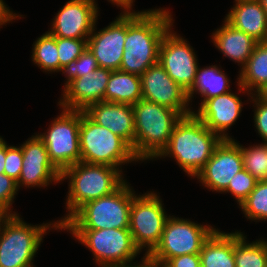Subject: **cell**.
<instances>
[{"label":"cell","mask_w":267,"mask_h":267,"mask_svg":"<svg viewBox=\"0 0 267 267\" xmlns=\"http://www.w3.org/2000/svg\"><path fill=\"white\" fill-rule=\"evenodd\" d=\"M166 9L126 12V40L120 70L141 76L158 63L159 47L172 28V15Z\"/></svg>","instance_id":"6da1fadb"},{"label":"cell","mask_w":267,"mask_h":267,"mask_svg":"<svg viewBox=\"0 0 267 267\" xmlns=\"http://www.w3.org/2000/svg\"><path fill=\"white\" fill-rule=\"evenodd\" d=\"M222 140L192 113L177 122L167 146L156 158L172 156L184 172L195 177Z\"/></svg>","instance_id":"7a4b0ae2"},{"label":"cell","mask_w":267,"mask_h":267,"mask_svg":"<svg viewBox=\"0 0 267 267\" xmlns=\"http://www.w3.org/2000/svg\"><path fill=\"white\" fill-rule=\"evenodd\" d=\"M121 170L104 164L78 162L61 172V181L68 179L66 201L68 215L56 221L61 227L85 203L107 196L116 191L125 180Z\"/></svg>","instance_id":"3957f363"},{"label":"cell","mask_w":267,"mask_h":267,"mask_svg":"<svg viewBox=\"0 0 267 267\" xmlns=\"http://www.w3.org/2000/svg\"><path fill=\"white\" fill-rule=\"evenodd\" d=\"M132 107L135 124L134 155L140 161L154 159L167 146L182 115L172 108L144 99Z\"/></svg>","instance_id":"277c9868"},{"label":"cell","mask_w":267,"mask_h":267,"mask_svg":"<svg viewBox=\"0 0 267 267\" xmlns=\"http://www.w3.org/2000/svg\"><path fill=\"white\" fill-rule=\"evenodd\" d=\"M21 219L15 212L0 219V267H33L43 235L51 227L60 230L55 221L34 226Z\"/></svg>","instance_id":"5b68a950"},{"label":"cell","mask_w":267,"mask_h":267,"mask_svg":"<svg viewBox=\"0 0 267 267\" xmlns=\"http://www.w3.org/2000/svg\"><path fill=\"white\" fill-rule=\"evenodd\" d=\"M134 196L135 192L125 181L112 194L85 203L60 229L129 228L130 208Z\"/></svg>","instance_id":"8992f818"},{"label":"cell","mask_w":267,"mask_h":267,"mask_svg":"<svg viewBox=\"0 0 267 267\" xmlns=\"http://www.w3.org/2000/svg\"><path fill=\"white\" fill-rule=\"evenodd\" d=\"M79 143L81 161L85 163L119 169L122 164L139 161L120 136L98 125L84 111H80Z\"/></svg>","instance_id":"52a82bcc"},{"label":"cell","mask_w":267,"mask_h":267,"mask_svg":"<svg viewBox=\"0 0 267 267\" xmlns=\"http://www.w3.org/2000/svg\"><path fill=\"white\" fill-rule=\"evenodd\" d=\"M92 252L101 267H127L140 249L135 245L129 228L123 229H66ZM130 263V264H128Z\"/></svg>","instance_id":"ba28073f"},{"label":"cell","mask_w":267,"mask_h":267,"mask_svg":"<svg viewBox=\"0 0 267 267\" xmlns=\"http://www.w3.org/2000/svg\"><path fill=\"white\" fill-rule=\"evenodd\" d=\"M215 229L169 215L159 244L146 258L156 267H162L170 258L199 254L203 243Z\"/></svg>","instance_id":"9c48e42d"},{"label":"cell","mask_w":267,"mask_h":267,"mask_svg":"<svg viewBox=\"0 0 267 267\" xmlns=\"http://www.w3.org/2000/svg\"><path fill=\"white\" fill-rule=\"evenodd\" d=\"M79 129L80 111L63 109L47 132L37 134L47 148L50 161L60 172L81 162Z\"/></svg>","instance_id":"30bf717a"},{"label":"cell","mask_w":267,"mask_h":267,"mask_svg":"<svg viewBox=\"0 0 267 267\" xmlns=\"http://www.w3.org/2000/svg\"><path fill=\"white\" fill-rule=\"evenodd\" d=\"M168 218L161 198L156 193L148 192L133 197L129 230L140 251L146 247L145 256L159 244Z\"/></svg>","instance_id":"8fae6325"},{"label":"cell","mask_w":267,"mask_h":267,"mask_svg":"<svg viewBox=\"0 0 267 267\" xmlns=\"http://www.w3.org/2000/svg\"><path fill=\"white\" fill-rule=\"evenodd\" d=\"M158 63L186 92L192 87L198 68L197 57L193 47L171 28L162 38Z\"/></svg>","instance_id":"7c38bea8"},{"label":"cell","mask_w":267,"mask_h":267,"mask_svg":"<svg viewBox=\"0 0 267 267\" xmlns=\"http://www.w3.org/2000/svg\"><path fill=\"white\" fill-rule=\"evenodd\" d=\"M240 143L224 139L215 148L213 155L195 176L205 187L216 192H224L231 178L243 167Z\"/></svg>","instance_id":"4fadbf2b"},{"label":"cell","mask_w":267,"mask_h":267,"mask_svg":"<svg viewBox=\"0 0 267 267\" xmlns=\"http://www.w3.org/2000/svg\"><path fill=\"white\" fill-rule=\"evenodd\" d=\"M142 99L157 103L179 112L182 116L193 113L187 93L156 63L140 76Z\"/></svg>","instance_id":"5bb4252c"},{"label":"cell","mask_w":267,"mask_h":267,"mask_svg":"<svg viewBox=\"0 0 267 267\" xmlns=\"http://www.w3.org/2000/svg\"><path fill=\"white\" fill-rule=\"evenodd\" d=\"M97 9L95 0H70L53 18L48 32L56 38L88 40L96 26Z\"/></svg>","instance_id":"9a60e30c"},{"label":"cell","mask_w":267,"mask_h":267,"mask_svg":"<svg viewBox=\"0 0 267 267\" xmlns=\"http://www.w3.org/2000/svg\"><path fill=\"white\" fill-rule=\"evenodd\" d=\"M23 155V167L18 189L25 187H45L50 183L61 182V172L50 161L47 148L38 135H33L21 145Z\"/></svg>","instance_id":"2e32d148"},{"label":"cell","mask_w":267,"mask_h":267,"mask_svg":"<svg viewBox=\"0 0 267 267\" xmlns=\"http://www.w3.org/2000/svg\"><path fill=\"white\" fill-rule=\"evenodd\" d=\"M94 29L87 40V48L96 58L98 67L120 70L126 40V12L102 30ZM95 32V33H94Z\"/></svg>","instance_id":"e0dca14e"},{"label":"cell","mask_w":267,"mask_h":267,"mask_svg":"<svg viewBox=\"0 0 267 267\" xmlns=\"http://www.w3.org/2000/svg\"><path fill=\"white\" fill-rule=\"evenodd\" d=\"M111 70L98 67L71 81L63 90L58 104L62 109L85 111L91 104L104 101Z\"/></svg>","instance_id":"ac0fdd59"},{"label":"cell","mask_w":267,"mask_h":267,"mask_svg":"<svg viewBox=\"0 0 267 267\" xmlns=\"http://www.w3.org/2000/svg\"><path fill=\"white\" fill-rule=\"evenodd\" d=\"M242 104L240 97L229 91L205 100L200 104L198 111H193V113L209 130L219 135L223 140L232 139L226 131L240 116Z\"/></svg>","instance_id":"d6986e66"},{"label":"cell","mask_w":267,"mask_h":267,"mask_svg":"<svg viewBox=\"0 0 267 267\" xmlns=\"http://www.w3.org/2000/svg\"><path fill=\"white\" fill-rule=\"evenodd\" d=\"M98 125L120 136L134 153L135 124L130 104L100 101L84 111Z\"/></svg>","instance_id":"ffe728a7"},{"label":"cell","mask_w":267,"mask_h":267,"mask_svg":"<svg viewBox=\"0 0 267 267\" xmlns=\"http://www.w3.org/2000/svg\"><path fill=\"white\" fill-rule=\"evenodd\" d=\"M225 20L258 43L267 41V15L258 0H235Z\"/></svg>","instance_id":"44dd1931"},{"label":"cell","mask_w":267,"mask_h":267,"mask_svg":"<svg viewBox=\"0 0 267 267\" xmlns=\"http://www.w3.org/2000/svg\"><path fill=\"white\" fill-rule=\"evenodd\" d=\"M212 42L225 57L245 66L257 41L250 35L230 25L225 19L222 27L212 33Z\"/></svg>","instance_id":"7402d4cb"},{"label":"cell","mask_w":267,"mask_h":267,"mask_svg":"<svg viewBox=\"0 0 267 267\" xmlns=\"http://www.w3.org/2000/svg\"><path fill=\"white\" fill-rule=\"evenodd\" d=\"M201 267H235L234 232L215 229L201 247Z\"/></svg>","instance_id":"603a6c76"},{"label":"cell","mask_w":267,"mask_h":267,"mask_svg":"<svg viewBox=\"0 0 267 267\" xmlns=\"http://www.w3.org/2000/svg\"><path fill=\"white\" fill-rule=\"evenodd\" d=\"M238 79V90L248 92L249 96L264 87L267 83V41L257 43Z\"/></svg>","instance_id":"cb8c5ba5"},{"label":"cell","mask_w":267,"mask_h":267,"mask_svg":"<svg viewBox=\"0 0 267 267\" xmlns=\"http://www.w3.org/2000/svg\"><path fill=\"white\" fill-rule=\"evenodd\" d=\"M140 99H142L140 76L121 70L111 72L105 90V102L133 105Z\"/></svg>","instance_id":"d4e9b609"},{"label":"cell","mask_w":267,"mask_h":267,"mask_svg":"<svg viewBox=\"0 0 267 267\" xmlns=\"http://www.w3.org/2000/svg\"><path fill=\"white\" fill-rule=\"evenodd\" d=\"M229 81L224 71L215 65L203 69L198 66L192 87L186 92L188 102L195 92L203 97L201 104L207 99L229 92Z\"/></svg>","instance_id":"484cf974"},{"label":"cell","mask_w":267,"mask_h":267,"mask_svg":"<svg viewBox=\"0 0 267 267\" xmlns=\"http://www.w3.org/2000/svg\"><path fill=\"white\" fill-rule=\"evenodd\" d=\"M242 232H234L235 267H267V241L248 243Z\"/></svg>","instance_id":"4316f807"},{"label":"cell","mask_w":267,"mask_h":267,"mask_svg":"<svg viewBox=\"0 0 267 267\" xmlns=\"http://www.w3.org/2000/svg\"><path fill=\"white\" fill-rule=\"evenodd\" d=\"M32 61L38 67L47 72L60 71V60L58 58V48L56 37L46 32L33 44Z\"/></svg>","instance_id":"83f0119b"},{"label":"cell","mask_w":267,"mask_h":267,"mask_svg":"<svg viewBox=\"0 0 267 267\" xmlns=\"http://www.w3.org/2000/svg\"><path fill=\"white\" fill-rule=\"evenodd\" d=\"M240 148L244 169L257 181L267 180V143Z\"/></svg>","instance_id":"f1b7e54d"},{"label":"cell","mask_w":267,"mask_h":267,"mask_svg":"<svg viewBox=\"0 0 267 267\" xmlns=\"http://www.w3.org/2000/svg\"><path fill=\"white\" fill-rule=\"evenodd\" d=\"M250 220H267V180L257 181L255 188L240 204V207Z\"/></svg>","instance_id":"f546056e"},{"label":"cell","mask_w":267,"mask_h":267,"mask_svg":"<svg viewBox=\"0 0 267 267\" xmlns=\"http://www.w3.org/2000/svg\"><path fill=\"white\" fill-rule=\"evenodd\" d=\"M98 68L96 58L88 50V48L73 62L67 64L62 69V73H66L67 81L64 88L74 79L84 76L88 73L93 72Z\"/></svg>","instance_id":"4dcf8cb0"},{"label":"cell","mask_w":267,"mask_h":267,"mask_svg":"<svg viewBox=\"0 0 267 267\" xmlns=\"http://www.w3.org/2000/svg\"><path fill=\"white\" fill-rule=\"evenodd\" d=\"M56 45L62 71L63 67L73 63L87 49V40L56 38Z\"/></svg>","instance_id":"1f68e13d"},{"label":"cell","mask_w":267,"mask_h":267,"mask_svg":"<svg viewBox=\"0 0 267 267\" xmlns=\"http://www.w3.org/2000/svg\"><path fill=\"white\" fill-rule=\"evenodd\" d=\"M256 183L257 180L246 169H242L231 178L224 192H230L240 206L255 188Z\"/></svg>","instance_id":"d6a6232c"},{"label":"cell","mask_w":267,"mask_h":267,"mask_svg":"<svg viewBox=\"0 0 267 267\" xmlns=\"http://www.w3.org/2000/svg\"><path fill=\"white\" fill-rule=\"evenodd\" d=\"M23 155L20 147L9 146L6 143L4 174L18 182L23 167Z\"/></svg>","instance_id":"836d02e7"},{"label":"cell","mask_w":267,"mask_h":267,"mask_svg":"<svg viewBox=\"0 0 267 267\" xmlns=\"http://www.w3.org/2000/svg\"><path fill=\"white\" fill-rule=\"evenodd\" d=\"M17 182L7 175L0 174V209L5 214H11V206L17 194Z\"/></svg>","instance_id":"e575fe53"},{"label":"cell","mask_w":267,"mask_h":267,"mask_svg":"<svg viewBox=\"0 0 267 267\" xmlns=\"http://www.w3.org/2000/svg\"><path fill=\"white\" fill-rule=\"evenodd\" d=\"M255 95V96H254ZM254 102V122L258 134L267 143V100L260 98L256 94L250 96ZM255 97V98H254Z\"/></svg>","instance_id":"d590c367"},{"label":"cell","mask_w":267,"mask_h":267,"mask_svg":"<svg viewBox=\"0 0 267 267\" xmlns=\"http://www.w3.org/2000/svg\"><path fill=\"white\" fill-rule=\"evenodd\" d=\"M162 267H200L199 254H185L170 258Z\"/></svg>","instance_id":"8d00e7d4"},{"label":"cell","mask_w":267,"mask_h":267,"mask_svg":"<svg viewBox=\"0 0 267 267\" xmlns=\"http://www.w3.org/2000/svg\"><path fill=\"white\" fill-rule=\"evenodd\" d=\"M20 15L13 13L9 7L4 3L3 0H0V26L6 24L7 22L10 23L16 18H20Z\"/></svg>","instance_id":"74e56055"},{"label":"cell","mask_w":267,"mask_h":267,"mask_svg":"<svg viewBox=\"0 0 267 267\" xmlns=\"http://www.w3.org/2000/svg\"><path fill=\"white\" fill-rule=\"evenodd\" d=\"M6 157V141L0 136V174L4 173Z\"/></svg>","instance_id":"f35d334b"},{"label":"cell","mask_w":267,"mask_h":267,"mask_svg":"<svg viewBox=\"0 0 267 267\" xmlns=\"http://www.w3.org/2000/svg\"><path fill=\"white\" fill-rule=\"evenodd\" d=\"M111 1L112 3L116 4L117 6L121 7L124 9L123 12H135L134 10L131 11L132 9V4L134 0H108Z\"/></svg>","instance_id":"ab89813d"},{"label":"cell","mask_w":267,"mask_h":267,"mask_svg":"<svg viewBox=\"0 0 267 267\" xmlns=\"http://www.w3.org/2000/svg\"><path fill=\"white\" fill-rule=\"evenodd\" d=\"M142 262L138 263L137 265H133V266H127V267H156L154 264H152L144 255L142 258Z\"/></svg>","instance_id":"60d3db41"},{"label":"cell","mask_w":267,"mask_h":267,"mask_svg":"<svg viewBox=\"0 0 267 267\" xmlns=\"http://www.w3.org/2000/svg\"><path fill=\"white\" fill-rule=\"evenodd\" d=\"M256 95H258L262 99L267 100V83Z\"/></svg>","instance_id":"b9f144b4"},{"label":"cell","mask_w":267,"mask_h":267,"mask_svg":"<svg viewBox=\"0 0 267 267\" xmlns=\"http://www.w3.org/2000/svg\"><path fill=\"white\" fill-rule=\"evenodd\" d=\"M267 15V0H258Z\"/></svg>","instance_id":"7bdbcfd3"},{"label":"cell","mask_w":267,"mask_h":267,"mask_svg":"<svg viewBox=\"0 0 267 267\" xmlns=\"http://www.w3.org/2000/svg\"><path fill=\"white\" fill-rule=\"evenodd\" d=\"M4 212H0V219L2 218V216L4 215Z\"/></svg>","instance_id":"ee69618b"}]
</instances>
